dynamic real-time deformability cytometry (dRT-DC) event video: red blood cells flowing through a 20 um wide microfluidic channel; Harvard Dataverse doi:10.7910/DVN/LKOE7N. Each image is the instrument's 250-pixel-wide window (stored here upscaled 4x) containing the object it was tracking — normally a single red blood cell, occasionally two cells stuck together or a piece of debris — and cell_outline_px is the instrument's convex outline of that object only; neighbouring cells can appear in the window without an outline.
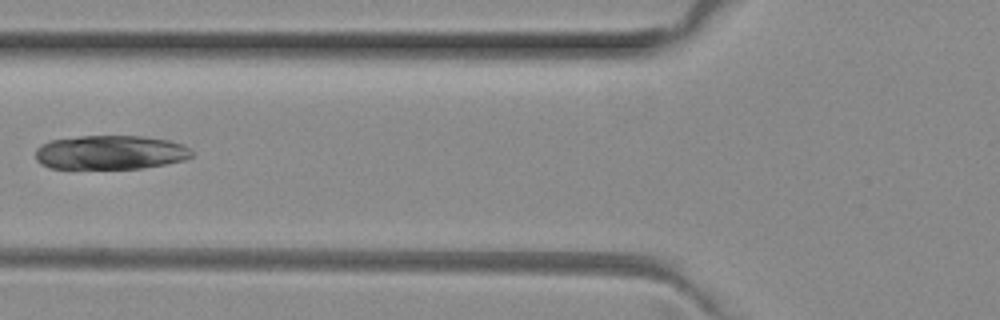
{"species": "common noctule bat (a hibernating species)", "species_latin": "Nyctalus noctula", "temperature_condition": "room temperature", "stored_images_in_passage": 6, "camera_frame_rate_fps": 3000, "um_per_image_px": 0.085, "animal": {"sex": "female", "body_mass_g": 29.2, "forearm_length_mm": 56.3}, "frame": {"image": 1, "passage_image": 6, "time_ms": 1.667, "image_size_px": [1000, 320], "cell_outline_px": [[192, 156], [184, 160], [164, 164], [140, 168], [48, 168], [40, 164], [36, 160], [36, 148], [40, 144], [52, 140], [80, 136], [140, 136], [168, 140], [184, 144], [192, 152]], "centroid_in_image_um": [9.35, 12.95], "position_along_channel_um": 116.4, "area_um2": 30.98}}